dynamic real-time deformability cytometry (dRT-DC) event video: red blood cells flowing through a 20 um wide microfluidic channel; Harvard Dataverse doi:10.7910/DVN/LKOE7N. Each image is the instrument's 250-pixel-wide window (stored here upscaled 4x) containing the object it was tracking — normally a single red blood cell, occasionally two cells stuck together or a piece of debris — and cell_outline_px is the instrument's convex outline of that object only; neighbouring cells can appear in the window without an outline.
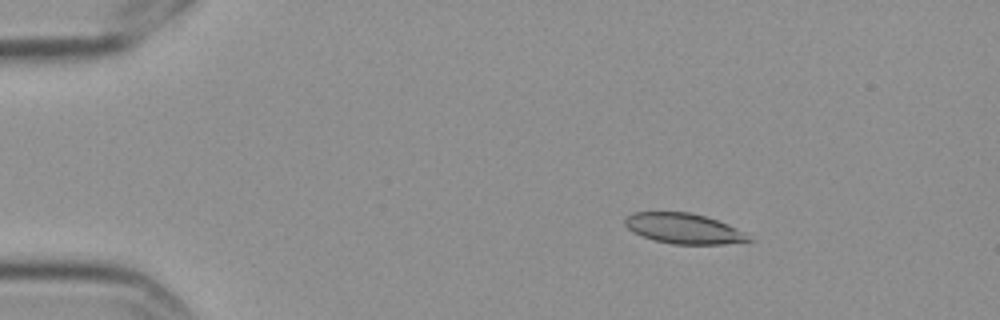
{"species": "Egyptian fruit bat (a non-hibernating species)", "species_latin": "Rousettus aegyptiacus", "temperature_condition": "cold", "stored_images_in_passage": 5, "camera_frame_rate_fps": 3000, "um_per_image_px": 0.085, "frame": {"image": 1, "passage_image": 3, "time_ms": 0.667, "image_size_px": [1000, 320], "cell_outline_px": [[756, 240], [724, 244], [672, 244], [656, 240], [644, 236], [628, 228], [624, 224], [624, 220], [632, 212], [692, 212], [728, 224], [744, 232]], "centroid_in_image_um": [58.16, 19.42], "position_along_channel_um": 26.8, "area_um2": 21.68}}